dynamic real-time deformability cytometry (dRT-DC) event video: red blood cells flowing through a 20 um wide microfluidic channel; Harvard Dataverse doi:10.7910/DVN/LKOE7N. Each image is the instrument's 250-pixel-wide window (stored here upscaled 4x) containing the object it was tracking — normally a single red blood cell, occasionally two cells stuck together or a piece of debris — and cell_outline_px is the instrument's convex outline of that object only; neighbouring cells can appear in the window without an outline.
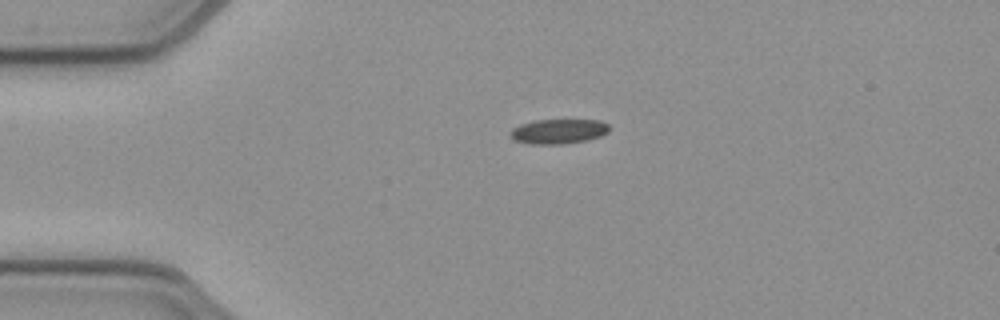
{"species": "common noctule bat (a hibernating species)", "species_latin": "Nyctalus noctula", "temperature_condition": "cold", "stored_images_in_passage": 41, "camera_frame_rate_fps": 3000, "um_per_image_px": 0.085, "animal": {"sex": "female", "body_mass_g": 21.9}, "frame": {"image": 1, "passage_image": 1, "time_ms": 0.0, "image_size_px": [1000, 320], "cell_outline_px": [[608, 132], [600, 136], [588, 140], [564, 144], [528, 144], [512, 140], [508, 136], [508, 132], [512, 128], [520, 124], [536, 120], [600, 120], [608, 124]], "centroid_in_image_um": [47.4, 11.18], "position_along_channel_um": 37.6, "area_um2": 14.51}}
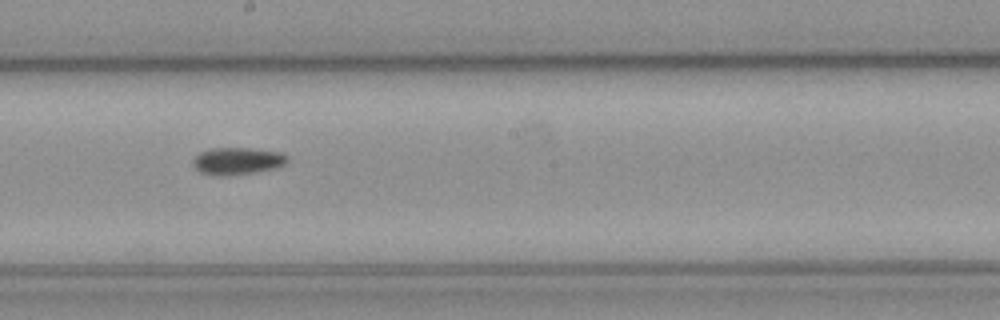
{"frame": {"image": 2, "passage_image": 18, "time_ms": 5.667, "image_size_px": [1000, 320], "cell_outline_px": [[288, 160], [280, 168], [256, 172], [228, 176], [216, 176], [200, 172], [192, 164], [192, 160], [200, 152], [212, 148], [248, 148], [280, 152], [288, 156]], "centroid_in_image_um": [20.19, 13.7], "position_along_channel_um": 228.0, "area_um2": 15.14}}
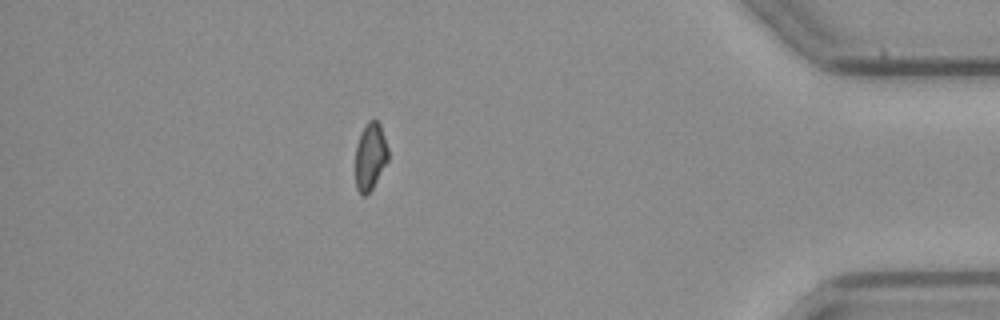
{"frame": {"image": 3, "passage_image": 35, "time_ms": 11.333, "image_size_px": [1000, 320], "cell_outline_px": [[388, 160], [372, 188], [364, 196], [356, 188], [356, 144], [360, 132], [368, 120], [376, 120], [380, 124], [388, 148]], "centroid_in_image_um": [31.47, 13.26], "position_along_channel_um": 403.7, "area_um2": 12.72}}